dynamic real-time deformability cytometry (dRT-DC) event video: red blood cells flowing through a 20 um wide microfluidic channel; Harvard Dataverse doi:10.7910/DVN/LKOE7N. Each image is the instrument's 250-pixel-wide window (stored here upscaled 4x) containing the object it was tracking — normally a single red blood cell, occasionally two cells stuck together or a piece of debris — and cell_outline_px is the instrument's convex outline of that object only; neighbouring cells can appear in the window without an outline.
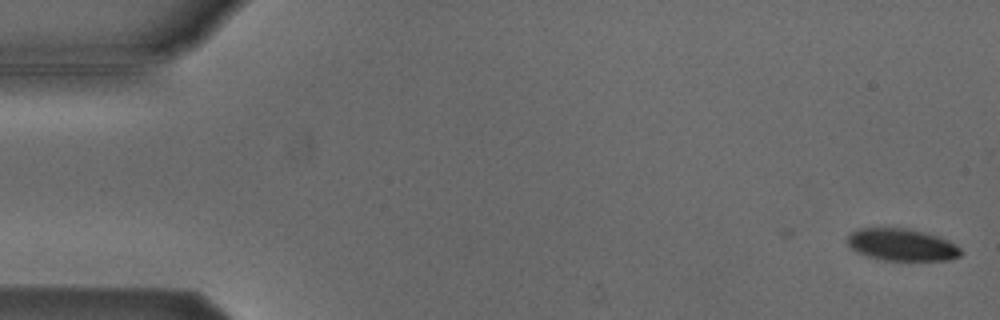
{"species": "Egyptian fruit bat (a non-hibernating species)", "species_latin": "Rousettus aegyptiacus", "temperature_condition": "cold", "stored_images_in_passage": 2, "camera_frame_rate_fps": 3000, "um_per_image_px": 0.085, "animal": {"sex": "male"}, "frame": {"image": 1, "passage_image": 2, "time_ms": 0.333, "image_size_px": [1000, 320], "cell_outline_px": [[964, 252], [960, 256], [948, 260], [884, 260], [868, 256], [856, 252], [848, 244], [848, 236], [856, 228], [908, 228], [924, 232], [948, 240], [956, 244]], "centroid_in_image_um": [76.67, 20.8], "position_along_channel_um": 8.3, "area_um2": 21.21}}